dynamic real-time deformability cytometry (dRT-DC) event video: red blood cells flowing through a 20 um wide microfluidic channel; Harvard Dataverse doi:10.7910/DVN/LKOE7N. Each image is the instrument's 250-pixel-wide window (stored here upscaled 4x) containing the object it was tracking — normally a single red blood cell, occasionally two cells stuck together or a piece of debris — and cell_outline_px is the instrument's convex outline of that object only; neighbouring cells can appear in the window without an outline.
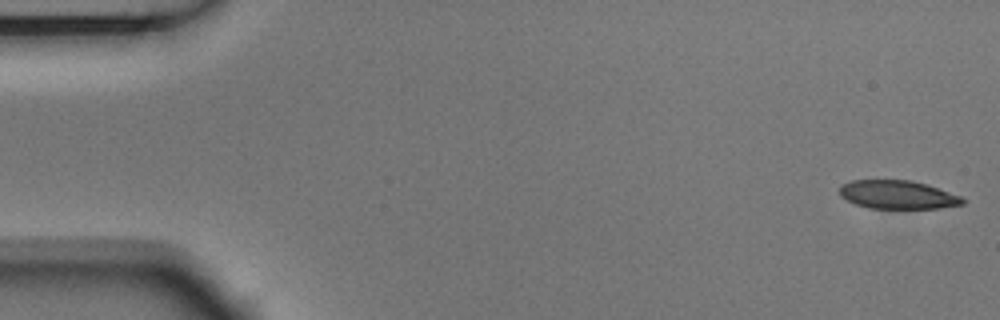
{"species": "Egyptian fruit bat (a non-hibernating species)", "species_latin": "Rousettus aegyptiacus", "temperature_condition": "room temperature", "stored_images_in_passage": 5, "camera_frame_rate_fps": 3000, "um_per_image_px": 0.085, "animal": {"sex": "male"}, "frame": {"image": 1, "passage_image": 1, "time_ms": 0.0, "image_size_px": [1000, 320], "cell_outline_px": [[968, 200], [964, 204], [940, 208], [868, 208], [856, 204], [840, 196], [840, 184], [852, 180], [912, 180], [928, 184], [960, 196]], "centroid_in_image_um": [76.32, 16.54], "position_along_channel_um": 8.7, "area_um2": 20.52}}
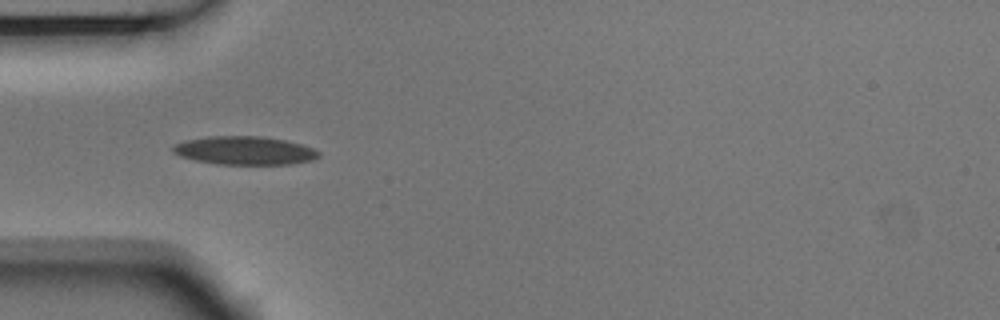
{"frame": {"image": 2, "passage_image": 5, "time_ms": 1.333, "image_size_px": [1000, 320], "cell_outline_px": [[320, 156], [312, 160], [292, 164], [216, 164], [196, 160], [180, 156], [172, 152], [172, 148], [176, 144], [184, 140], [208, 136], [264, 136], [284, 140], [300, 144], [312, 148], [320, 152]], "centroid_in_image_um": [20.78, 12.79], "position_along_channel_um": 64.2, "area_um2": 24.1}}